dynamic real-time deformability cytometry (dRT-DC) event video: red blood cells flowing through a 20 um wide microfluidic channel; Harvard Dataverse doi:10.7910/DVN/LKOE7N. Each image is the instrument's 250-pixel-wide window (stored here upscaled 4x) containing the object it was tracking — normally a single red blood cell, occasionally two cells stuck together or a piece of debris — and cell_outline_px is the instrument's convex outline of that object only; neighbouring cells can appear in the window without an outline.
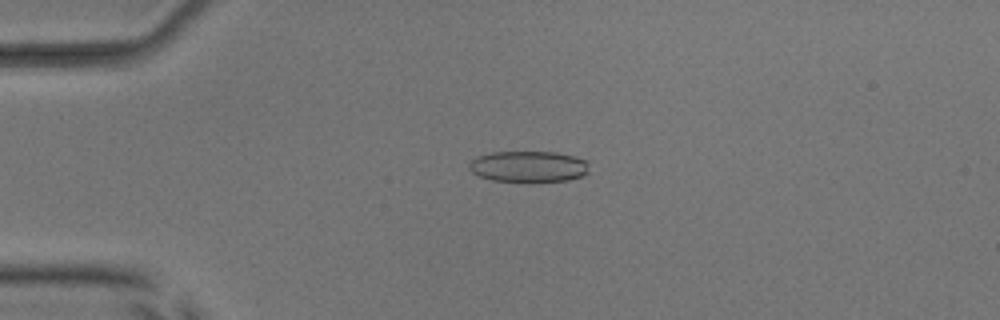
{"species": "common noctule bat (a hibernating species)", "species_latin": "Nyctalus noctula", "temperature_condition": "room temperature", "stored_images_in_passage": 53, "camera_frame_rate_fps": 3000, "um_per_image_px": 0.085, "animal": {"sex": "male", "body_mass_g": 17.9, "forearm_length_mm": 54.2}, "frame": {"image": 1, "passage_image": 13, "time_ms": 4.0, "image_size_px": [1000, 320], "cell_outline_px": [[588, 172], [580, 176], [568, 180], [532, 184], [528, 184], [492, 180], [480, 176], [472, 172], [468, 168], [468, 164], [472, 160], [480, 156], [492, 152], [556, 152], [588, 160]], "centroid_in_image_um": [44.93, 14.19], "position_along_channel_um": 40.1, "area_um2": 22.37}}
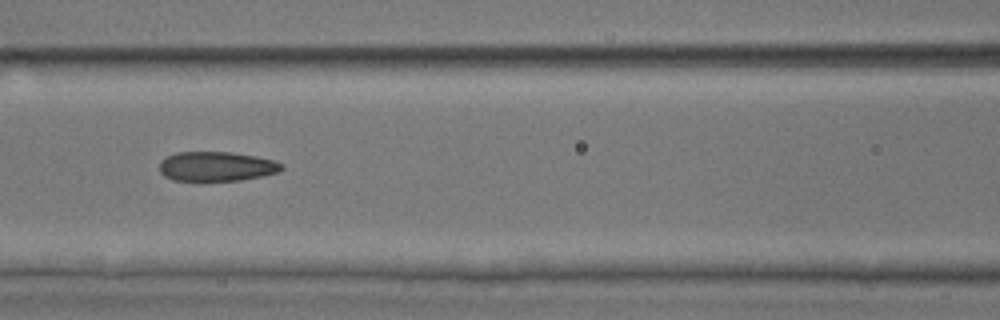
{"frame": {"image": 2, "passage_image": 24, "time_ms": 7.667, "image_size_px": [1000, 320], "cell_outline_px": [[284, 168], [280, 172], [240, 180], [204, 184], [200, 184], [172, 180], [164, 176], [160, 172], [160, 160], [176, 152], [232, 152], [256, 156], [276, 160]], "centroid_in_image_um": [18.36, 14.19], "position_along_channel_um": 148.2, "area_um2": 22.02}}
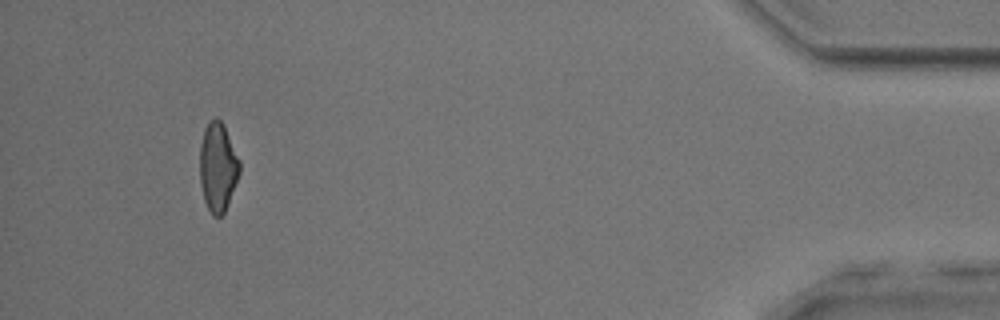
{"frame": {"image": 3, "passage_image": 50, "time_ms": 16.333, "image_size_px": [1000, 320], "cell_outline_px": [[240, 172], [224, 212], [220, 216], [212, 216], [204, 200], [200, 184], [200, 144], [204, 128], [216, 116], [224, 124], [240, 160]], "centroid_in_image_um": [18.51, 14.17], "position_along_channel_um": 416.7, "area_um2": 20.58}, "authors_computed_cell_mechanics": {"area_um2": 21.6172, "velocity_mm_per_s": 3.8791, "shape_relaxation_time_tau1_ms": 5.4731, "shape_relaxation_time_tau2_ms": 1.7227, "deformation_change_tau1": 0.1502, "deformation_change_tau2": 0.1041}}